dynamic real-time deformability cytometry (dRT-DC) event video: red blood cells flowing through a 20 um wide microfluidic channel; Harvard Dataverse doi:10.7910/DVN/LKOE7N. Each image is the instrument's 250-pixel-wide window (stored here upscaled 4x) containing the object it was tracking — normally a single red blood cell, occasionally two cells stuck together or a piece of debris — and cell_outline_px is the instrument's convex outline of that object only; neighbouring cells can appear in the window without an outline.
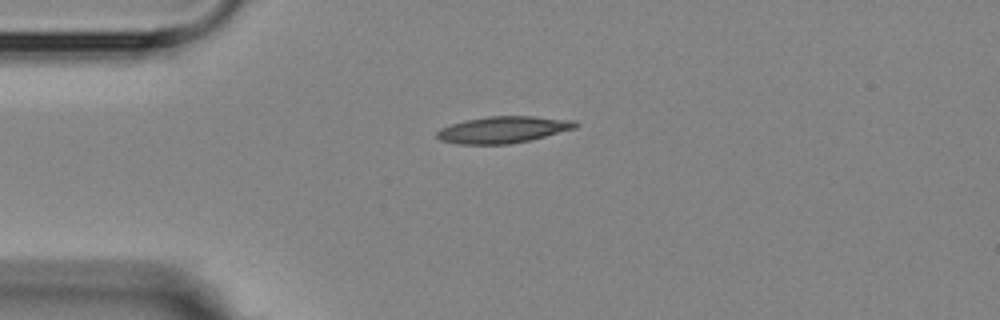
{"species": "Egyptian fruit bat (a non-hibernating species)", "species_latin": "Rousettus aegyptiacus", "temperature_condition": "room temperature", "stored_images_in_passage": 4, "camera_frame_rate_fps": 3000, "um_per_image_px": 0.085, "animal": {"sex": "female"}, "frame": {"image": 1, "passage_image": 4, "time_ms": 5.0, "image_size_px": [1000, 320], "cell_outline_px": [[580, 124], [576, 128], [528, 140], [508, 144], [456, 144], [440, 140], [436, 136], [436, 132], [440, 128], [452, 124], [468, 120], [488, 116], [536, 116], [576, 120]], "centroid_in_image_um": [42.78, 11.01], "position_along_channel_um": 42.2, "area_um2": 21.44}}